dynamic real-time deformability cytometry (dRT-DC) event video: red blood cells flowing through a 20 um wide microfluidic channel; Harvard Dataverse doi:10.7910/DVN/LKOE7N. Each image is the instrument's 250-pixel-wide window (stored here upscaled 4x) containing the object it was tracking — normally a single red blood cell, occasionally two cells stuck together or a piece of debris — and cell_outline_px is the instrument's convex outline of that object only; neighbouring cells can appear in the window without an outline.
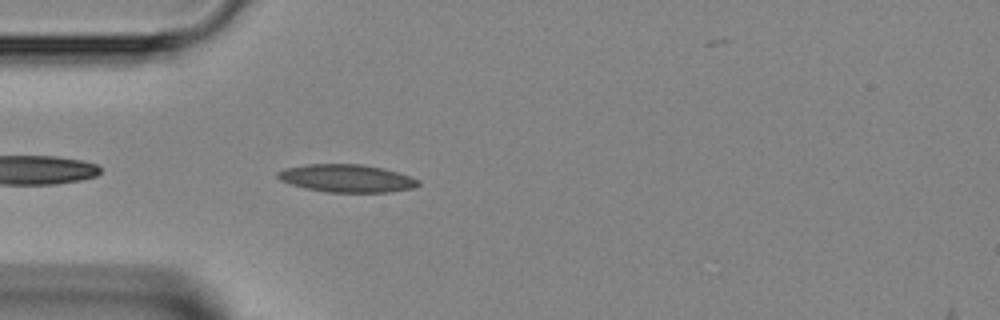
{"species": "Egyptian fruit bat (a non-hibernating species)", "species_latin": "Rousettus aegyptiacus", "temperature_condition": "room temperature", "stored_images_in_passage": 29, "camera_frame_rate_fps": 3000, "um_per_image_px": 0.085, "animal": {"sex": "female"}, "frame": {"image": 1, "passage_image": 2, "time_ms": 0.333, "image_size_px": [1000, 320], "cell_outline_px": [[420, 184], [412, 188], [388, 192], [328, 192], [308, 188], [292, 184], [280, 180], [276, 176], [276, 172], [284, 168], [304, 164], [360, 164], [384, 168], [420, 180]], "centroid_in_image_um": [29.44, 15.14], "position_along_channel_um": 55.6, "area_um2": 22.6}}
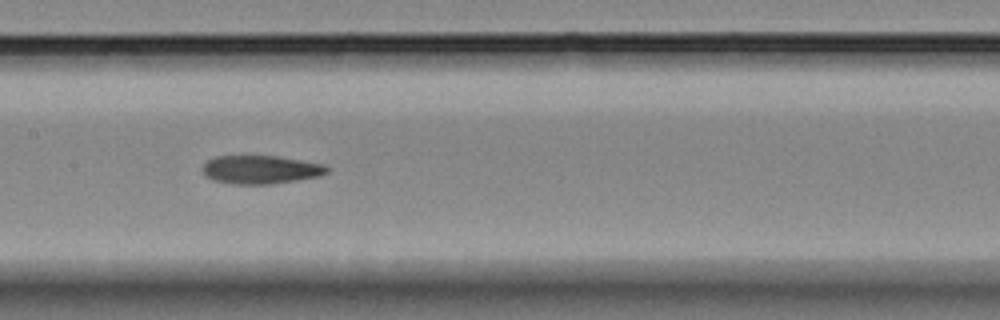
{"frame": {"image": 2, "passage_image": 11, "time_ms": 3.333, "image_size_px": [1000, 320], "cell_outline_px": [[328, 172], [320, 176], [272, 184], [232, 184], [212, 180], [204, 176], [204, 164], [208, 160], [216, 156], [276, 156], [324, 164], [328, 168]], "centroid_in_image_um": [22.15, 14.42], "position_along_channel_um": 185.3, "area_um2": 20.52}}
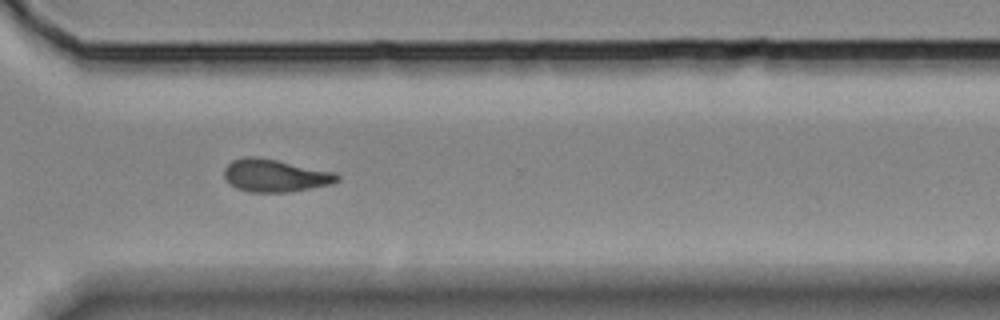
{"frame": {"image": 3, "passage_image": 22, "time_ms": 7.0, "image_size_px": [1000, 320], "cell_outline_px": [[340, 180], [332, 184], [288, 192], [248, 192], [236, 188], [224, 176], [224, 168], [232, 160], [244, 156], [256, 156], [336, 172], [340, 176]], "centroid_in_image_um": [23.4, 14.92], "position_along_channel_um": 347.2, "area_um2": 21.5}}